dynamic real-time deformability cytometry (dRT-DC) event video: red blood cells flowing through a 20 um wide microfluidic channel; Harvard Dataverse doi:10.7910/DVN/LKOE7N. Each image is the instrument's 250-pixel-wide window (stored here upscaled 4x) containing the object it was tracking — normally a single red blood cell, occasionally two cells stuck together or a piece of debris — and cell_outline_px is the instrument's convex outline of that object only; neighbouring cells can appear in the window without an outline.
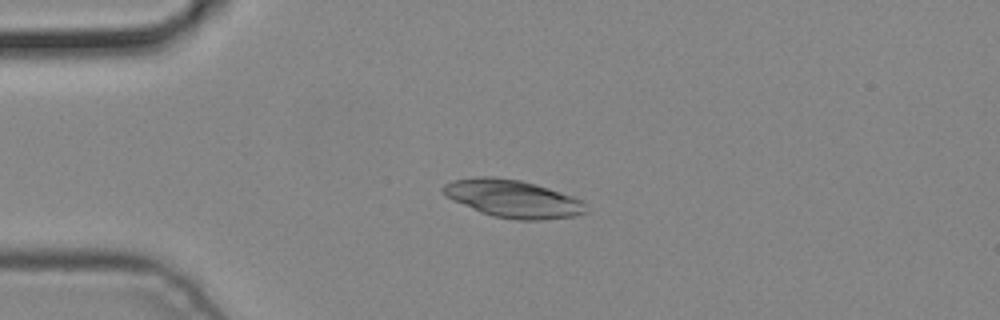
{"species": "common noctule bat (a hibernating species)", "species_latin": "Nyctalus noctula", "temperature_condition": "cold", "stored_images_in_passage": 2, "camera_frame_rate_fps": 3000, "um_per_image_px": 0.085, "animal": {"sex": "male", "body_mass_g": 19.2, "forearm_length_mm": 51.8}, "frame": {"image": 1, "passage_image": 2, "time_ms": 0.333, "image_size_px": [1000, 320], "cell_outline_px": [[588, 212], [576, 216], [544, 220], [516, 220], [492, 216], [480, 212], [452, 200], [444, 196], [440, 192], [440, 188], [444, 184], [452, 180], [476, 176], [492, 176], [520, 180], [536, 184], [572, 196], [580, 200], [584, 204]], "centroid_in_image_um": [43.53, 16.89], "position_along_channel_um": 41.5, "area_um2": 31.67}}